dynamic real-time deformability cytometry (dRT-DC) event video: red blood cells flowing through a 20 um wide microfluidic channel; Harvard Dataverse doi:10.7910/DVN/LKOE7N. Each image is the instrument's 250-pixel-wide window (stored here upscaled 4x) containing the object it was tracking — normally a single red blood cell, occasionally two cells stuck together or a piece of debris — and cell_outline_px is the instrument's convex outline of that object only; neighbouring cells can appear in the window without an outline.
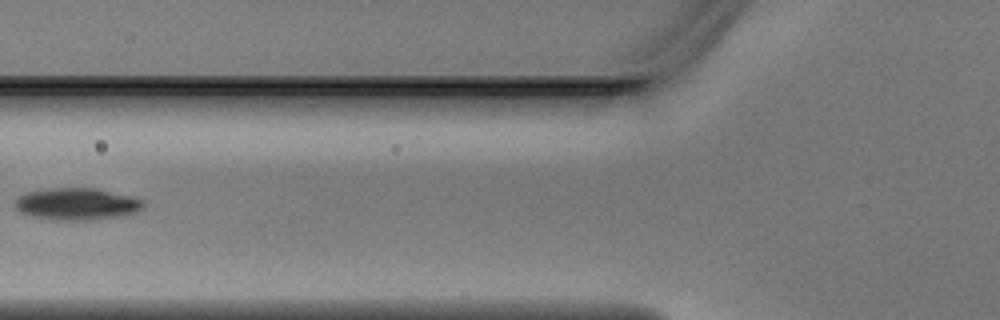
{"species": "Egyptian fruit bat (a non-hibernating species)", "species_latin": "Rousettus aegyptiacus", "temperature_condition": "warm", "stored_images_in_passage": 3, "camera_frame_rate_fps": 3000, "um_per_image_px": 0.085, "animal": {"sex": "male"}, "frame": {"image": 1, "passage_image": 3, "time_ms": 0.667, "image_size_px": [1000, 320], "cell_outline_px": [[144, 208], [136, 212], [124, 216], [88, 220], [52, 220], [32, 216], [20, 212], [12, 204], [12, 200], [16, 196], [28, 192], [52, 188], [92, 188], [136, 196], [144, 200]], "centroid_in_image_um": [6.53, 17.34], "position_along_channel_um": 119.3, "area_um2": 24.39}}